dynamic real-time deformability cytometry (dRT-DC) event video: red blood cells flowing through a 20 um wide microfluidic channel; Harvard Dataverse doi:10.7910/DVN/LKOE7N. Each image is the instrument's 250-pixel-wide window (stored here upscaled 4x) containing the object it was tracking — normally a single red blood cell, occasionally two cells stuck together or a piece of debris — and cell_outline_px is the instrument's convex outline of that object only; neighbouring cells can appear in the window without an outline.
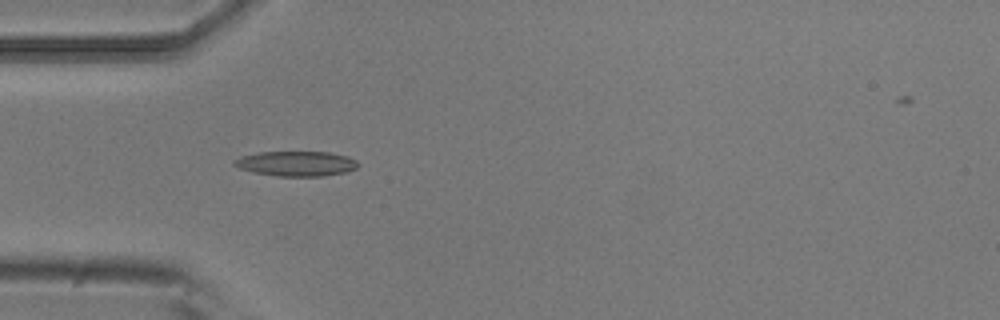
{"species": "common noctule bat (a hibernating species)", "species_latin": "Nyctalus noctula", "temperature_condition": "room temperature", "stored_images_in_passage": 5, "camera_frame_rate_fps": 3000, "um_per_image_px": 0.085, "animal": {"sex": "male", "body_mass_g": 20.5, "forearm_length_mm": 52.5}, "frame": {"image": 1, "passage_image": 4, "time_ms": 1.0, "image_size_px": [1000, 320], "cell_outline_px": [[360, 164], [356, 168], [348, 172], [324, 176], [276, 176], [256, 172], [240, 168], [232, 164], [232, 160], [240, 156], [260, 152], [328, 152], [348, 156], [356, 160]], "centroid_in_image_um": [25.21, 13.9], "position_along_channel_um": 59.8, "area_um2": 18.09}}
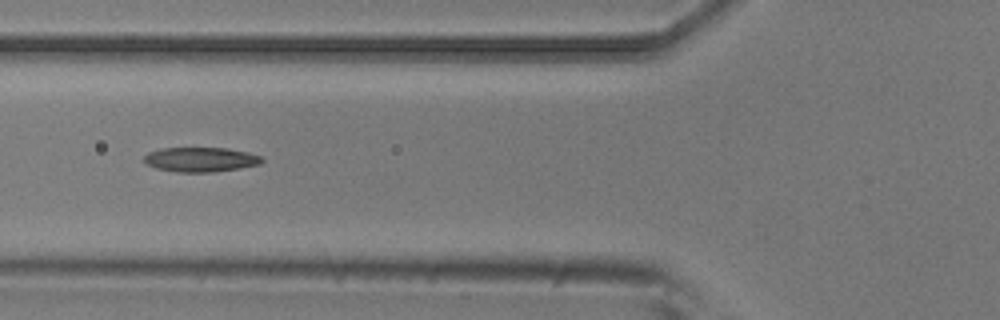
{"frame": {"image": 2, "passage_image": 5, "time_ms": 1.333, "image_size_px": [1000, 320], "cell_outline_px": [[264, 160], [260, 164], [240, 168], [212, 172], [176, 172], [156, 168], [148, 164], [144, 160], [144, 156], [148, 152], [164, 148], [228, 148], [248, 152], [260, 156]], "centroid_in_image_um": [17.07, 13.56], "position_along_channel_um": 108.7, "area_um2": 16.82}}